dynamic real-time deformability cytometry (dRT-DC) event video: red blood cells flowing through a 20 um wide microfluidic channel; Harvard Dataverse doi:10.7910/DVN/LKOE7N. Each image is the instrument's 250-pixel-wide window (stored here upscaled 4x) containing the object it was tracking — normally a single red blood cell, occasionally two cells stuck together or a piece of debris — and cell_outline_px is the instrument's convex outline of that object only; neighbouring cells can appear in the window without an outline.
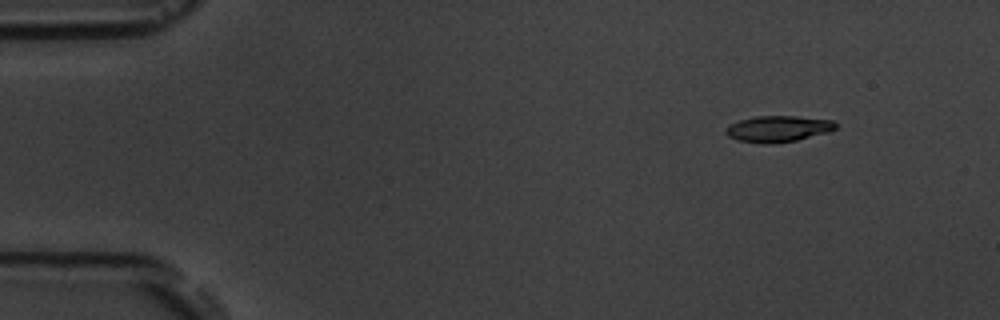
{"species": "common noctule bat (a hibernating species)", "species_latin": "Nyctalus noctula", "temperature_condition": "room temperature", "stored_images_in_passage": 5, "camera_frame_rate_fps": 3000, "um_per_image_px": 0.085, "animal": {"sex": "male", "body_mass_g": 19.5, "forearm_length_mm": 54.6}, "frame": {"image": 1, "passage_image": 2, "time_ms": 1.333, "image_size_px": [1000, 320], "cell_outline_px": [[836, 128], [828, 132], [796, 140], [768, 144], [740, 140], [728, 136], [724, 132], [732, 124], [740, 120], [756, 116], [796, 116], [832, 120], [836, 124]], "centroid_in_image_um": [66.16, 10.94], "position_along_channel_um": 18.8, "area_um2": 16.42}}
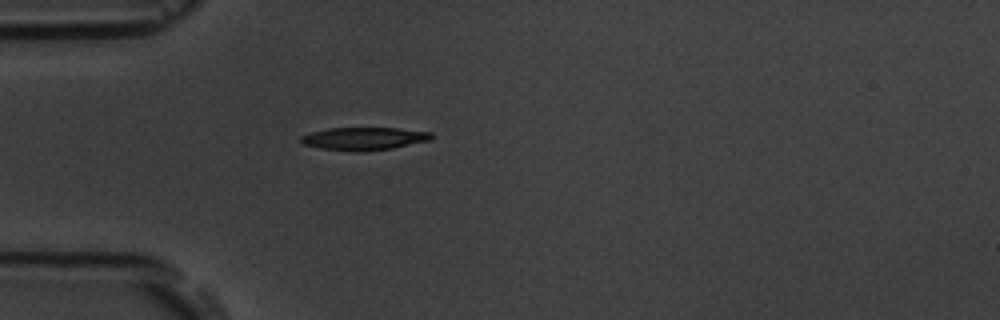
{"frame": {"image": 2, "passage_image": 5, "time_ms": 4.667, "image_size_px": [1000, 320], "cell_outline_px": [[432, 136], [428, 140], [392, 148], [320, 148], [304, 144], [300, 140], [300, 136], [312, 132], [328, 128], [400, 128], [432, 132]], "centroid_in_image_um": [30.96, 11.72], "position_along_channel_um": 54.0, "area_um2": 16.13}}